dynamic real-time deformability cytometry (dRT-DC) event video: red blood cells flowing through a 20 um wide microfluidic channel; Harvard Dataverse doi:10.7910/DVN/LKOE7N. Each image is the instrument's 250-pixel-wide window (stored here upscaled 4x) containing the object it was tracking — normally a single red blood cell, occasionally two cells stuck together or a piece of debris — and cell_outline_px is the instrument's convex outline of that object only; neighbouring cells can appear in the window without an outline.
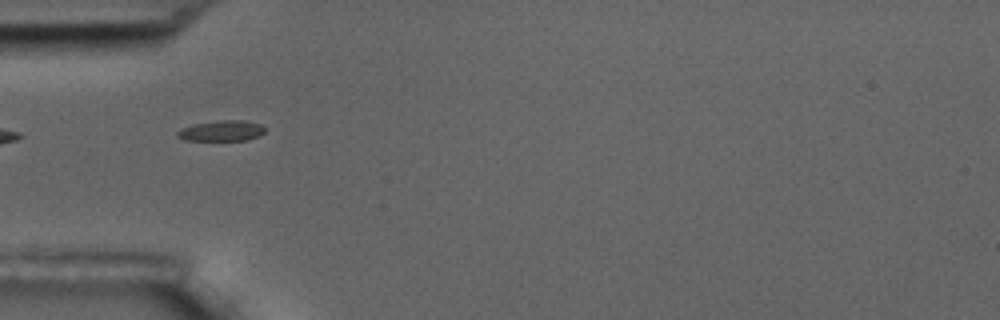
{"species": "common noctule bat (a hibernating species)", "species_latin": "Nyctalus noctula", "temperature_condition": "room temperature", "stored_images_in_passage": 9, "segment_of_instrument_passage": [2, 2], "camera_frame_rate_fps": 3000, "um_per_image_px": 0.085, "animal": {"sex": "male", "body_mass_g": 17.5, "forearm_length_mm": 52.3}, "frame": {"image": 1, "passage_image": 6, "time_ms": 6.0, "image_size_px": [1000, 320], "cell_outline_px": [[264, 132], [260, 136], [248, 140], [184, 140], [176, 136], [176, 132], [180, 128], [192, 124], [220, 120], [244, 120], [260, 124], [264, 128]], "centroid_in_image_um": [18.81, 11.11], "position_along_channel_um": 66.2, "area_um2": 10.64}}
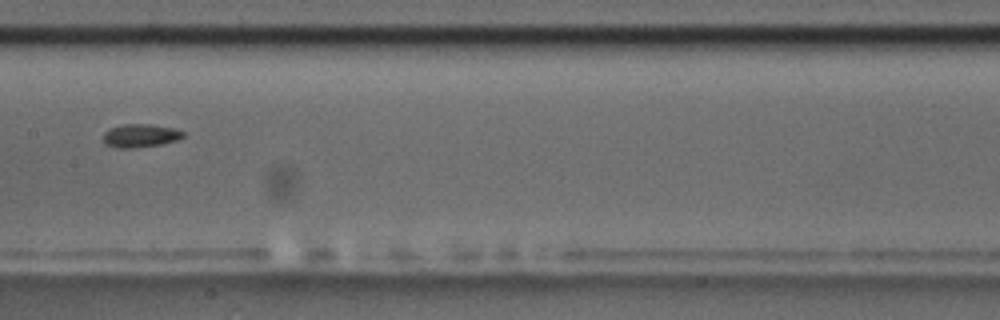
{"frame": {"image": 2, "passage_image": 9, "time_ms": 9.667, "image_size_px": [1000, 320], "cell_outline_px": [[184, 136], [176, 140], [164, 144], [132, 148], [116, 148], [104, 144], [104, 132], [108, 128], [124, 124], [152, 124], [172, 128], [184, 132]], "centroid_in_image_um": [11.9, 11.53], "position_along_channel_um": 195.5, "area_um2": 10.92}}